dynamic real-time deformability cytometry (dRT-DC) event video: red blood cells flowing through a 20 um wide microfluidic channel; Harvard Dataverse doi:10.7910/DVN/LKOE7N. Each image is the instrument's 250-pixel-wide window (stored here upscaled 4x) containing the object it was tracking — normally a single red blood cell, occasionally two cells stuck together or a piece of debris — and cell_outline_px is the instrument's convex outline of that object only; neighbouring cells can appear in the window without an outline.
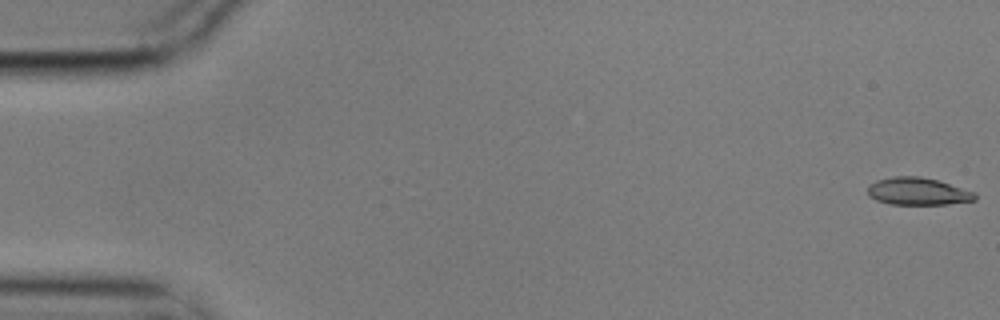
{"species": "common noctule bat (a hibernating species)", "species_latin": "Nyctalus noctula", "temperature_condition": "cold", "stored_images_in_passage": 7, "camera_frame_rate_fps": 3000, "um_per_image_px": 0.085, "animal": {"sex": "male", "body_mass_g": 17.9}, "frame": {"image": 1, "passage_image": 1, "time_ms": 0.0, "image_size_px": [1000, 320], "cell_outline_px": [[976, 200], [948, 204], [888, 204], [876, 200], [868, 196], [868, 188], [876, 180], [892, 176], [920, 176], [936, 180], [976, 192]], "centroid_in_image_um": [78.01, 16.27], "position_along_channel_um": 7.0, "area_um2": 17.11}}
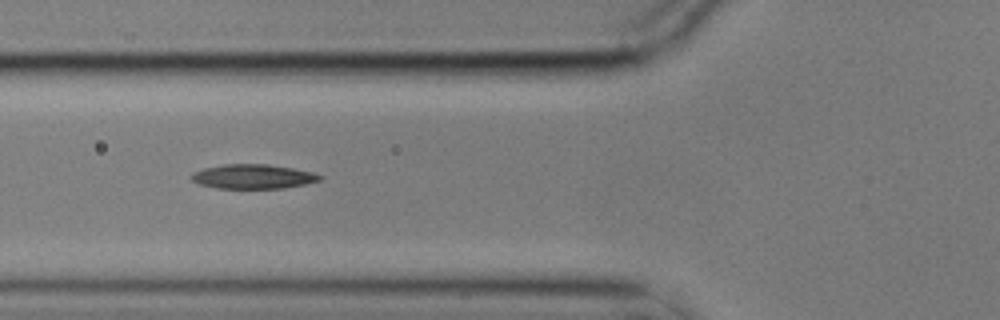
{"frame": {"image": 2, "passage_image": 6, "time_ms": 1.667, "image_size_px": [1000, 320], "cell_outline_px": [[324, 176], [320, 180], [304, 184], [284, 188], [216, 188], [200, 184], [192, 180], [192, 172], [204, 168], [224, 164], [268, 164], [292, 168], [312, 172]], "centroid_in_image_um": [21.51, 15.0], "position_along_channel_um": 104.3, "area_um2": 18.15}}
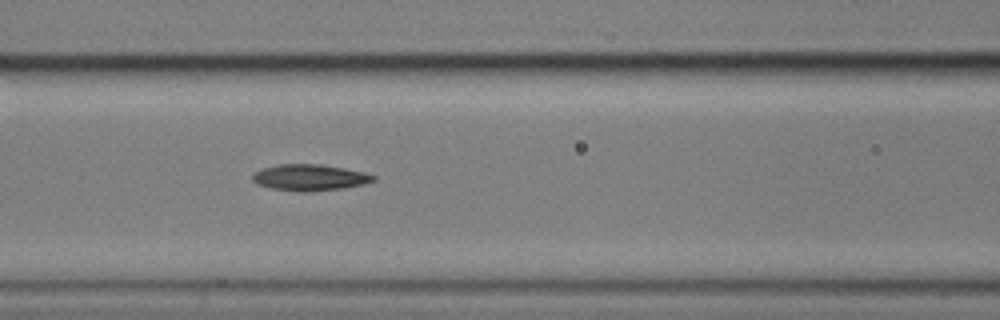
{"frame": {"image": 3, "passage_image": 7, "time_ms": 2.0, "image_size_px": [1000, 320], "cell_outline_px": [[376, 180], [364, 184], [344, 188], [308, 192], [300, 192], [272, 188], [256, 184], [252, 180], [252, 172], [260, 168], [280, 164], [320, 164], [344, 168], [364, 172], [376, 176]], "centroid_in_image_um": [26.3, 15.08], "position_along_channel_um": 140.3, "area_um2": 18.73}}